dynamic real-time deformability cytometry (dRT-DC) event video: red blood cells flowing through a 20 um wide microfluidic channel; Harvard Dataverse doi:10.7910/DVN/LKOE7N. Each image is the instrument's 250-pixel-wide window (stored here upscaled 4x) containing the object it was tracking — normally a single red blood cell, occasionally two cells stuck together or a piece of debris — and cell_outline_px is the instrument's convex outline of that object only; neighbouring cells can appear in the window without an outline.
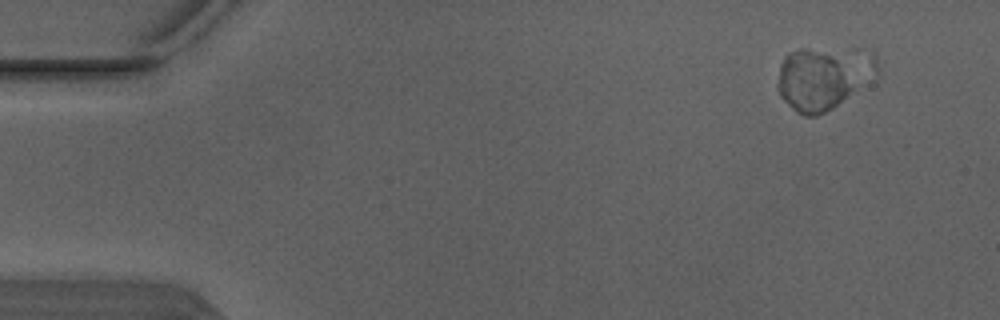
{"species": "Egyptian fruit bat (a non-hibernating species)", "species_latin": "Rousettus aegyptiacus", "temperature_condition": "warm", "stored_images_in_passage": 5, "camera_frame_rate_fps": 3000, "um_per_image_px": 0.085, "animal": {"sex": "male"}, "frame": {"image": 1, "passage_image": 2, "time_ms": 0.333, "image_size_px": [1000, 320], "cell_outline_px": [[852, 88], [832, 108], [816, 116], [804, 116], [796, 112], [780, 96], [776, 88], [776, 84], [780, 64], [784, 56], [788, 52], [800, 48], [804, 48], [828, 56], [836, 60]], "centroid_in_image_um": [68.93, 6.97], "position_along_channel_um": 16.1, "area_um2": 26.36}}